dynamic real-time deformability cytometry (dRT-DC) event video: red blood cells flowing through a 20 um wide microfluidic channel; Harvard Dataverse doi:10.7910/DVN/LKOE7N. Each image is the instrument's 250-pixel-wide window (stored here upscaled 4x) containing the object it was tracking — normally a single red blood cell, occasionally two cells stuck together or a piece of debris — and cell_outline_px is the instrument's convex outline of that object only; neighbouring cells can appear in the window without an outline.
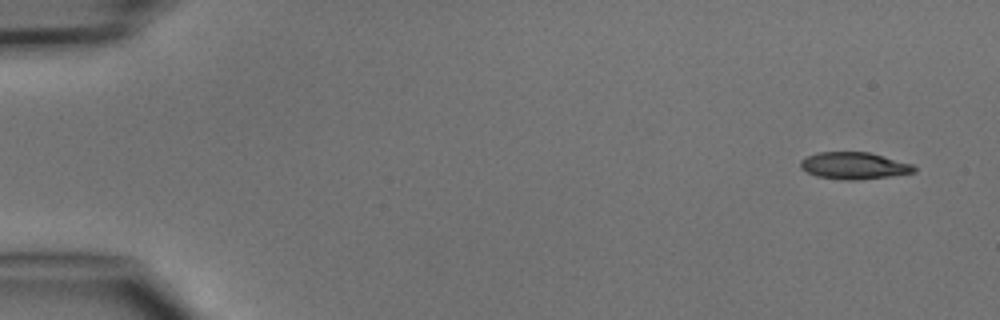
{"species": "common noctule bat (a hibernating species)", "species_latin": "Nyctalus noctula", "temperature_condition": "cold", "stored_images_in_passage": 3, "camera_frame_rate_fps": 3000, "um_per_image_px": 0.085, "animal": {"sex": "male", "body_mass_g": 15.6}, "frame": {"image": 1, "passage_image": 1, "time_ms": 0.0, "image_size_px": [1000, 320], "cell_outline_px": [[916, 172], [892, 176], [856, 180], [844, 180], [816, 176], [800, 168], [800, 160], [804, 156], [820, 152], [868, 152], [912, 164], [916, 168]], "centroid_in_image_um": [72.56, 14.08], "position_along_channel_um": 12.4, "area_um2": 17.86}}